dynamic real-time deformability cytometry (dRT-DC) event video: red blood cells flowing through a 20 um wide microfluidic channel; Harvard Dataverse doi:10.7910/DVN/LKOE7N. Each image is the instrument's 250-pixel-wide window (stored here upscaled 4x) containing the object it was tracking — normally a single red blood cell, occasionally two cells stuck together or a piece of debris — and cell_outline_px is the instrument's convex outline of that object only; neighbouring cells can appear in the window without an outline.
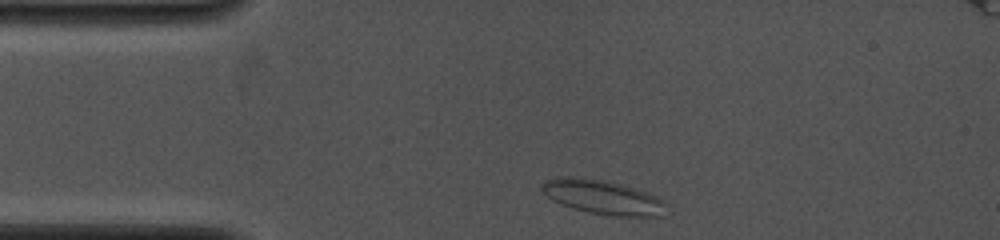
{"species": "common noctule bat (a hibernating species)", "species_latin": "Nyctalus noctula", "temperature_condition": "cold", "stored_images_in_passage": 26, "camera_frame_rate_fps": 4000, "um_per_image_px": 0.085, "animal": {"sex": "female", "body_mass_g": 19.0, "forearm_length_mm": 53.3}, "frame": {"image": 1, "passage_image": 1, "time_ms": 0.0, "image_size_px": [1000, 240], "cell_outline_px": [[664, 216], [612, 216], [588, 212], [572, 208], [560, 204], [552, 200], [540, 188], [540, 184], [544, 180], [560, 176], [576, 176], [600, 180], [620, 184], [636, 188], [648, 192], [656, 196], [664, 204]], "centroid_in_image_um": [51.17, 16.75], "position_along_channel_um": 33.8, "area_um2": 24.8}}
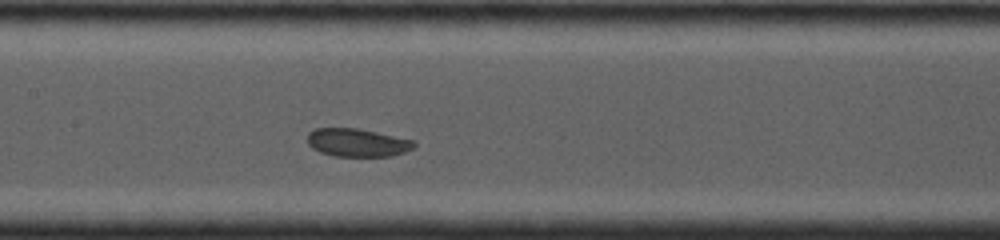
{"frame": {"image": 2, "passage_image": 11, "time_ms": 4.25, "image_size_px": [1000, 240], "cell_outline_px": [[416, 144], [412, 148], [404, 152], [392, 156], [332, 156], [320, 152], [312, 148], [308, 144], [308, 132], [316, 128], [356, 128], [416, 140]], "centroid_in_image_um": [30.37, 12.12], "position_along_channel_um": 177.0, "area_um2": 17.51}}
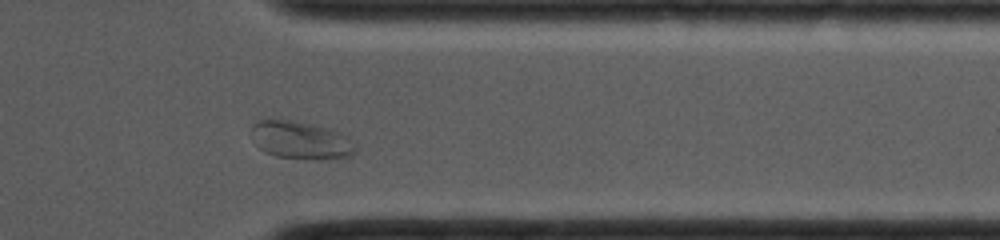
{"frame": {"image": 3, "passage_image": 23, "time_ms": 9.25, "image_size_px": [1000, 240], "cell_outline_px": [[356, 152], [352, 156], [276, 156], [264, 152], [256, 144], [248, 132], [252, 124], [256, 120], [272, 116], [284, 116], [328, 128], [348, 136], [356, 144]], "centroid_in_image_um": [25.43, 11.77], "position_along_channel_um": 386.0, "area_um2": 23.12}}